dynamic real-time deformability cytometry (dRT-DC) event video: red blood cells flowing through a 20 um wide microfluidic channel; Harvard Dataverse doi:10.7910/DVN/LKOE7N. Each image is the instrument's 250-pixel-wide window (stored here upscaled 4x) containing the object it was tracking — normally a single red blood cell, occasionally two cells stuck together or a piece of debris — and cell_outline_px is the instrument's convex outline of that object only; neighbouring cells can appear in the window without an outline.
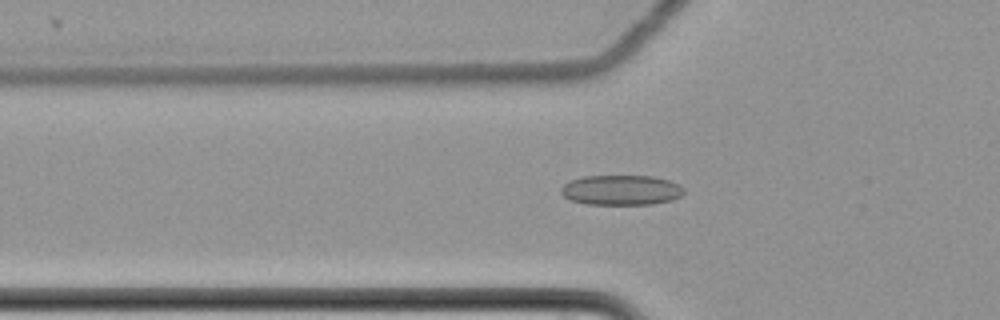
{"species": "common noctule bat (a hibernating species)", "species_latin": "Nyctalus noctula", "temperature_condition": "cold", "stored_images_in_passage": 60, "camera_frame_rate_fps": 3000, "um_per_image_px": 0.085, "animal": {"sex": "female", "body_mass_g": 22.7, "forearm_length_mm": 54.2}, "frame": {"image": 1, "passage_image": 21, "time_ms": 6.667, "image_size_px": [1000, 320], "cell_outline_px": [[684, 192], [680, 196], [672, 200], [652, 204], [584, 204], [572, 200], [564, 196], [560, 192], [560, 188], [564, 184], [572, 180], [584, 176], [652, 176], [668, 180], [684, 188]], "centroid_in_image_um": [52.79, 16.16], "position_along_channel_um": 73.0, "area_um2": 21.39}}
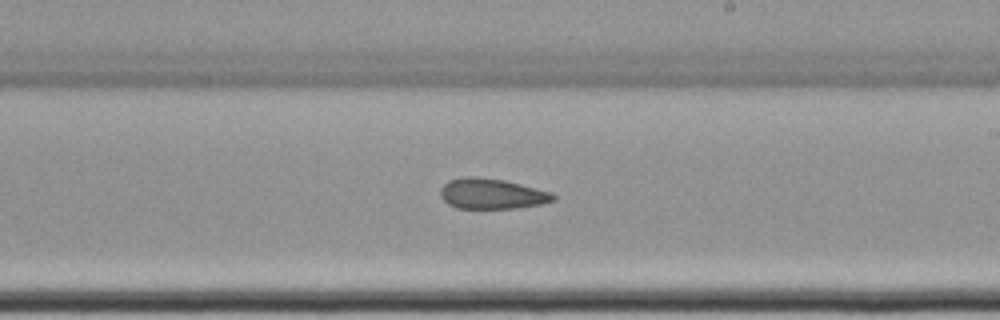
{"frame": {"image": 2, "passage_image": 36, "time_ms": 11.667, "image_size_px": [1000, 320], "cell_outline_px": [[556, 200], [540, 204], [516, 208], [456, 208], [448, 204], [440, 196], [440, 188], [448, 180], [464, 176], [476, 176], [504, 180], [552, 192], [556, 196]], "centroid_in_image_um": [41.78, 16.46], "position_along_channel_um": 247.2, "area_um2": 20.11}}
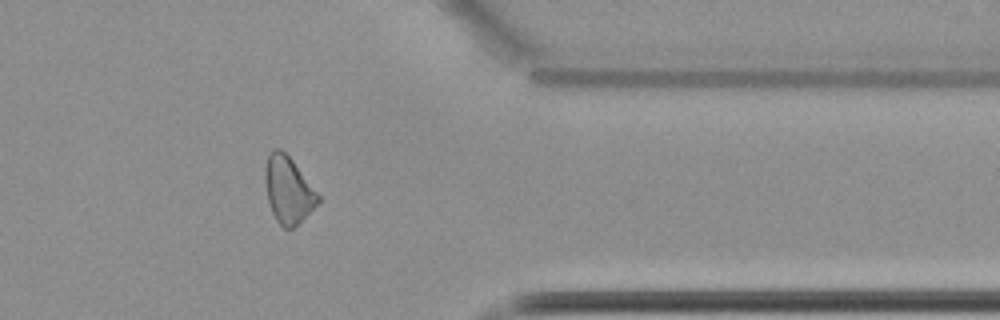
{"frame": {"image": 3, "passage_image": 49, "time_ms": 16.0, "image_size_px": [1000, 320], "cell_outline_px": [[320, 200], [292, 228], [284, 228], [276, 220], [272, 212], [268, 200], [264, 176], [264, 172], [268, 152], [272, 148], [280, 148], [292, 160], [320, 196]], "centroid_in_image_um": [24.45, 16.09], "position_along_channel_um": 386.9, "area_um2": 20.11}}